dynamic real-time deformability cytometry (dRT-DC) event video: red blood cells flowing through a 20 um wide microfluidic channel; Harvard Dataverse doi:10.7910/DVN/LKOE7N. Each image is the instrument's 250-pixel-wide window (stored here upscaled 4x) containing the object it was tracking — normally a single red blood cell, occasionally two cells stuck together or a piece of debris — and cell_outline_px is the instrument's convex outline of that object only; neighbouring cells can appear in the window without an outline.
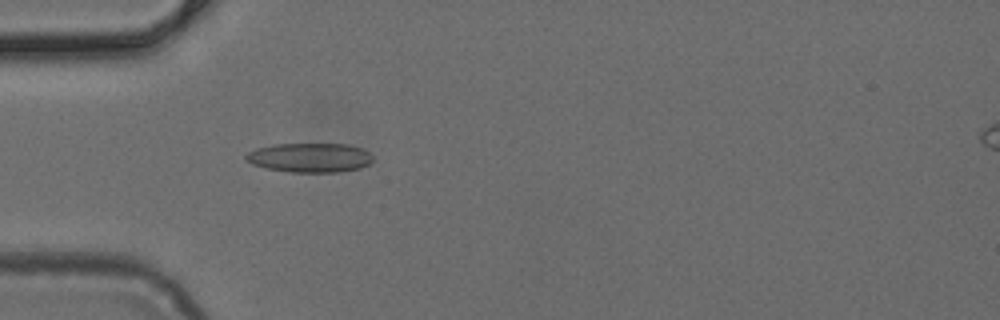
{"species": "common noctule bat (a hibernating species)", "species_latin": "Nyctalus noctula", "temperature_condition": "cold", "stored_images_in_passage": 4, "camera_frame_rate_fps": 3000, "um_per_image_px": 0.085, "animal": {"sex": "female", "body_mass_g": 24.6, "forearm_length_mm": 56.2}, "frame": {"image": 1, "passage_image": 4, "time_ms": 1.0, "image_size_px": [1000, 320], "cell_outline_px": [[372, 160], [368, 164], [360, 168], [340, 172], [292, 172], [268, 168], [252, 164], [244, 160], [244, 156], [248, 152], [256, 148], [272, 144], [348, 144], [364, 148], [372, 156]], "centroid_in_image_um": [26.33, 13.39], "position_along_channel_um": 58.7, "area_um2": 21.79}}